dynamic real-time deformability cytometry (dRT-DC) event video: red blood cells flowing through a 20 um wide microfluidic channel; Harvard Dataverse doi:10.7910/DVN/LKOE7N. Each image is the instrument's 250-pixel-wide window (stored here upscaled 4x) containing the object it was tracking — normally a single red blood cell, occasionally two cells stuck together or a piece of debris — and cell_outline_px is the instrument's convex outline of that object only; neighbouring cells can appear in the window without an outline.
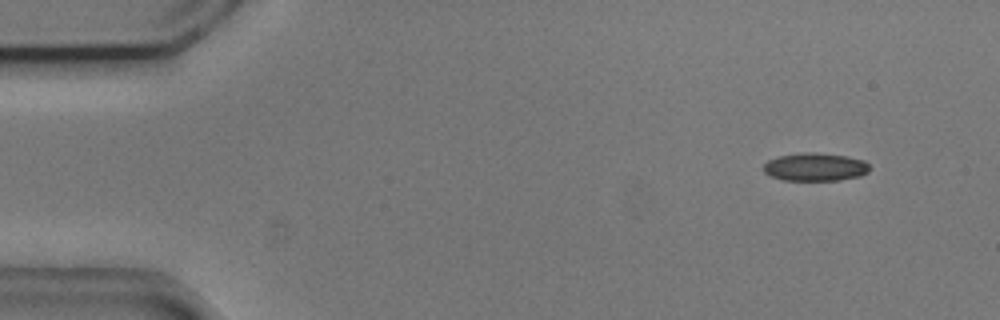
{"species": "common noctule bat (a hibernating species)", "species_latin": "Nyctalus noctula", "temperature_condition": "cold", "stored_images_in_passage": 10, "camera_frame_rate_fps": 3000, "um_per_image_px": 0.085, "animal": {"sex": "male", "body_mass_g": 20.5, "forearm_length_mm": 52.5}, "frame": {"image": 1, "passage_image": 1, "time_ms": 0.0, "image_size_px": [1000, 320], "cell_outline_px": [[868, 172], [860, 176], [840, 180], [784, 180], [772, 176], [764, 172], [764, 164], [768, 160], [776, 156], [800, 152], [812, 152], [848, 156], [864, 160], [868, 164]], "centroid_in_image_um": [69.28, 14.18], "position_along_channel_um": 15.7, "area_um2": 17.4}}